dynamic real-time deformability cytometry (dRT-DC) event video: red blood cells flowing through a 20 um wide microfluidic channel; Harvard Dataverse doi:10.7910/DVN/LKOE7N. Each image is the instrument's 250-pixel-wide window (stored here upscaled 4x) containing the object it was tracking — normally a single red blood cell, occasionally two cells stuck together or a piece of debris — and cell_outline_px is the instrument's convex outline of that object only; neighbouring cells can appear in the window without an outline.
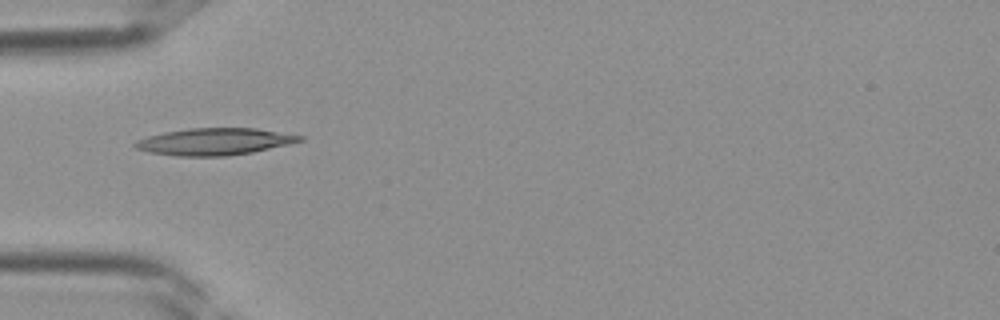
{"species": "Egyptian fruit bat (a non-hibernating species)", "species_latin": "Rousettus aegyptiacus", "temperature_condition": "room temperature", "stored_images_in_passage": 27, "camera_frame_rate_fps": 3000, "um_per_image_px": 0.085, "frame": {"image": 1, "passage_image": 1, "time_ms": 0.0, "image_size_px": [1000, 320], "cell_outline_px": [[304, 140], [288, 144], [252, 152], [228, 156], [176, 156], [148, 152], [136, 148], [132, 144], [136, 140], [148, 136], [164, 132], [188, 128], [256, 128], [304, 136]], "centroid_in_image_um": [18.2, 12.03], "position_along_channel_um": 66.8, "area_um2": 25.84}}
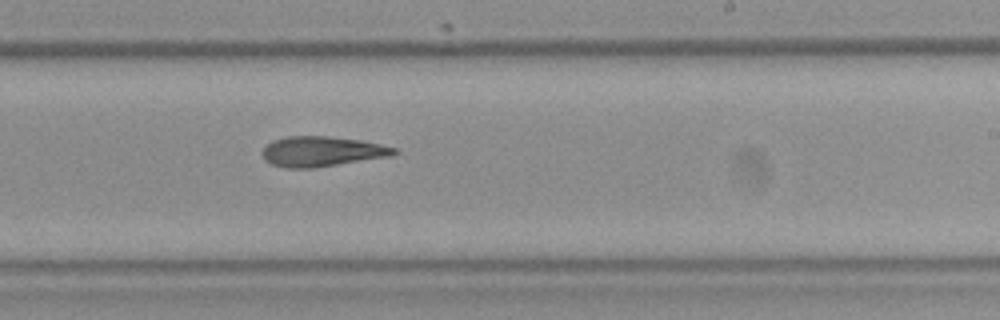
{"frame": {"image": 2, "passage_image": 12, "time_ms": 3.667, "image_size_px": [1000, 320], "cell_outline_px": [[400, 152], [392, 156], [312, 168], [288, 168], [272, 164], [264, 160], [260, 152], [272, 140], [288, 136], [328, 136], [360, 140], [380, 144], [396, 148]], "centroid_in_image_um": [27.35, 12.87], "position_along_channel_um": 261.6, "area_um2": 23.18}}
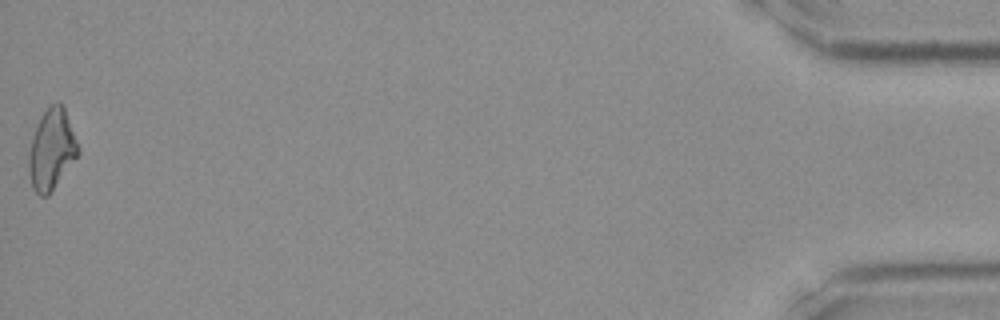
{"frame": {"image": 3, "passage_image": 27, "time_ms": 8.667, "image_size_px": [1000, 320], "cell_outline_px": [[80, 152], [48, 196], [40, 196], [32, 188], [28, 172], [28, 156], [32, 136], [40, 116], [48, 104], [56, 100], [60, 100], [64, 104], [80, 148]], "centroid_in_image_um": [4.39, 12.63], "position_along_channel_um": 430.8, "area_um2": 23.7}}